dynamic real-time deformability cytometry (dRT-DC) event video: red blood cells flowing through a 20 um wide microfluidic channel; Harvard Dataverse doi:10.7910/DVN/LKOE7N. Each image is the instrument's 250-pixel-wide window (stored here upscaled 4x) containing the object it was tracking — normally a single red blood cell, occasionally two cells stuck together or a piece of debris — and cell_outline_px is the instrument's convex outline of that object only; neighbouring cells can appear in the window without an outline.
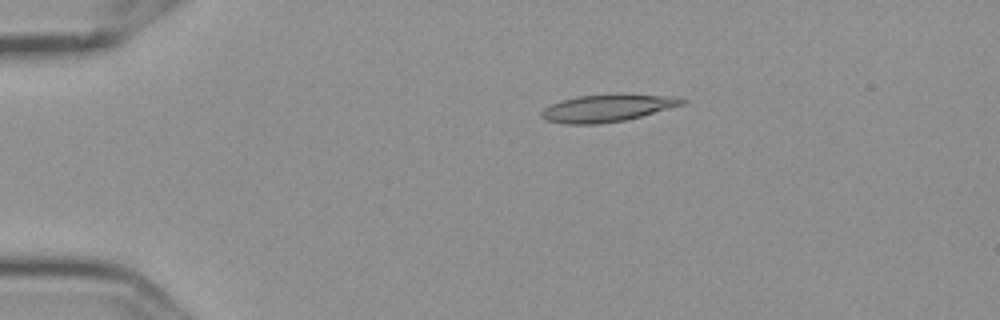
{"species": "Egyptian fruit bat (a non-hibernating species)", "species_latin": "Rousettus aegyptiacus", "temperature_condition": "cold", "stored_images_in_passage": 7, "camera_frame_rate_fps": 3000, "um_per_image_px": 0.085, "frame": {"image": 1, "passage_image": 4, "time_ms": 1.0, "image_size_px": [1000, 320], "cell_outline_px": [[688, 100], [684, 104], [640, 116], [624, 120], [596, 124], [564, 124], [544, 120], [540, 116], [540, 112], [544, 108], [560, 100], [576, 96], [676, 96]], "centroid_in_image_um": [51.52, 9.22], "position_along_channel_um": 33.5, "area_um2": 21.56}}
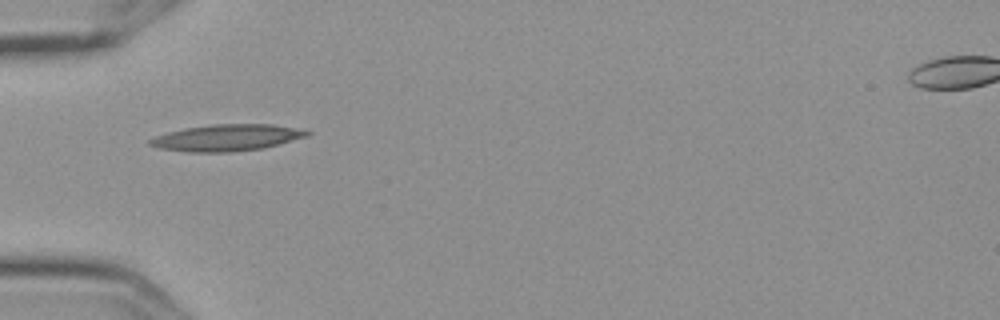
{"frame": {"image": 2, "passage_image": 6, "time_ms": 1.667, "image_size_px": [1000, 320], "cell_outline_px": [[312, 132], [308, 136], [264, 148], [232, 152], [188, 152], [160, 148], [148, 144], [148, 140], [156, 136], [168, 132], [184, 128], [212, 124], [272, 124]], "centroid_in_image_um": [19.25, 11.71], "position_along_channel_um": 65.7, "area_um2": 24.16}}
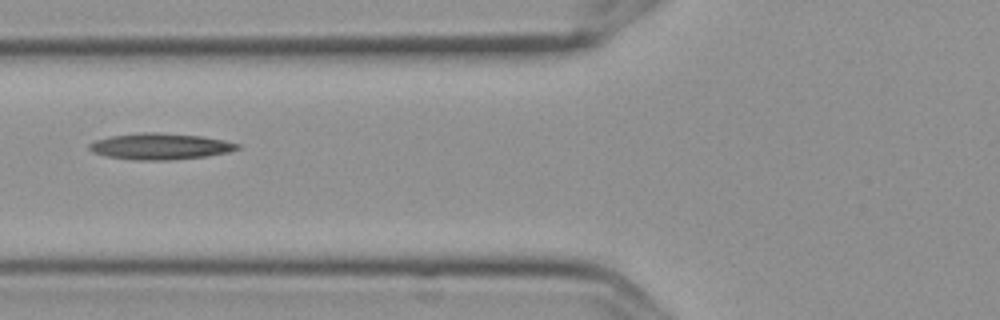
{"frame": {"image": 3, "passage_image": 7, "time_ms": 2.0, "image_size_px": [1000, 320], "cell_outline_px": [[240, 148], [228, 152], [208, 156], [168, 160], [132, 160], [108, 156], [92, 152], [88, 148], [88, 144], [96, 140], [112, 136], [140, 132], [160, 132], [200, 136], [224, 140], [240, 144]], "centroid_in_image_um": [13.62, 12.44], "position_along_channel_um": 112.2, "area_um2": 22.66}}